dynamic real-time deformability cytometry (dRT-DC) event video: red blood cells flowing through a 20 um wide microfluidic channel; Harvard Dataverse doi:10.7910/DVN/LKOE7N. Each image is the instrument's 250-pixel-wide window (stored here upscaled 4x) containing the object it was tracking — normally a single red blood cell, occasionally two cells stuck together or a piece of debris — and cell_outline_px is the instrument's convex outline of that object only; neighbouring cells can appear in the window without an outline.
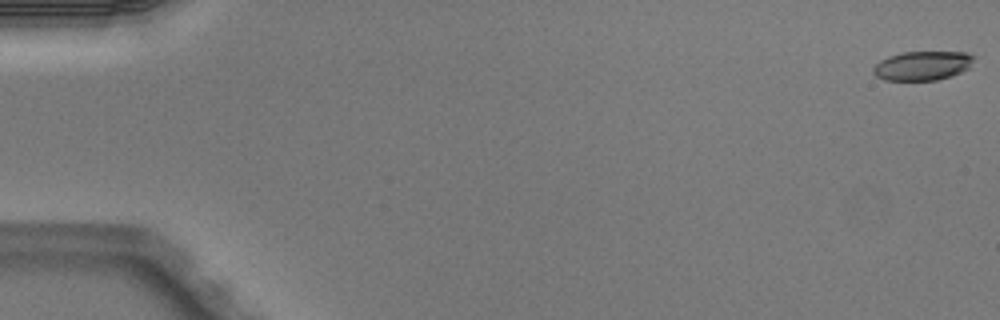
{"species": "Egyptian fruit bat (a non-hibernating species)", "species_latin": "Rousettus aegyptiacus", "temperature_condition": "warm", "stored_images_in_passage": 6, "camera_frame_rate_fps": 3000, "um_per_image_px": 0.085, "animal": {"sex": "male"}, "frame": {"image": 1, "passage_image": 1, "time_ms": 0.0, "image_size_px": [1000, 320], "cell_outline_px": [[976, 56], [968, 68], [952, 76], [936, 80], [884, 80], [876, 76], [872, 72], [872, 68], [880, 60], [888, 56], [904, 52], [964, 52]], "centroid_in_image_um": [78.39, 5.58], "position_along_channel_um": 6.6, "area_um2": 17.11}}
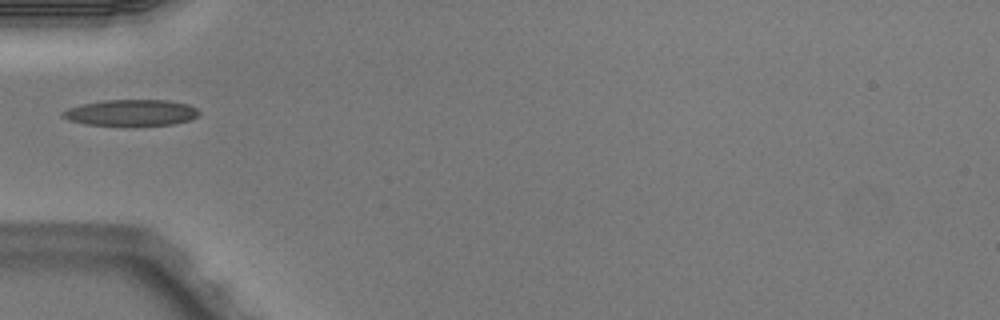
{"frame": {"image": 2, "passage_image": 5, "time_ms": 1.333, "image_size_px": [1000, 320], "cell_outline_px": [[200, 112], [196, 116], [188, 120], [172, 124], [84, 124], [68, 120], [60, 116], [60, 112], [68, 108], [84, 104], [104, 100], [168, 100], [188, 104], [196, 108]], "centroid_in_image_um": [11.11, 9.55], "position_along_channel_um": 73.9, "area_um2": 20.35}}
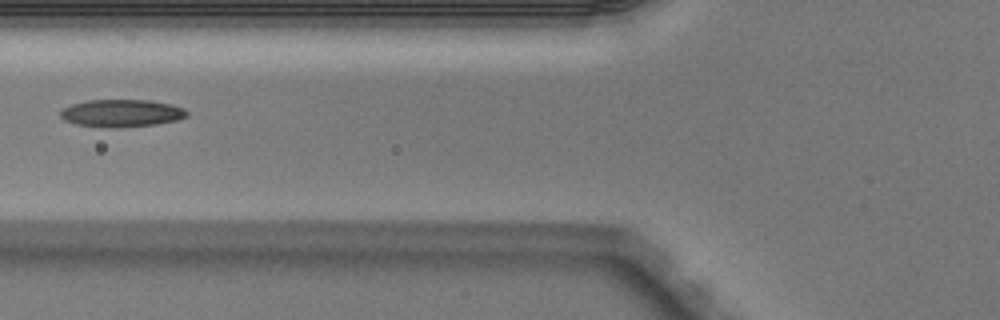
{"frame": {"image": 3, "passage_image": 6, "time_ms": 1.667, "image_size_px": [1000, 320], "cell_outline_px": [[188, 116], [176, 120], [156, 124], [112, 128], [76, 124], [64, 120], [60, 116], [60, 112], [64, 108], [72, 104], [88, 100], [148, 100], [172, 104], [184, 108], [188, 112]], "centroid_in_image_um": [10.35, 9.61], "position_along_channel_um": 115.5, "area_um2": 20.17}}